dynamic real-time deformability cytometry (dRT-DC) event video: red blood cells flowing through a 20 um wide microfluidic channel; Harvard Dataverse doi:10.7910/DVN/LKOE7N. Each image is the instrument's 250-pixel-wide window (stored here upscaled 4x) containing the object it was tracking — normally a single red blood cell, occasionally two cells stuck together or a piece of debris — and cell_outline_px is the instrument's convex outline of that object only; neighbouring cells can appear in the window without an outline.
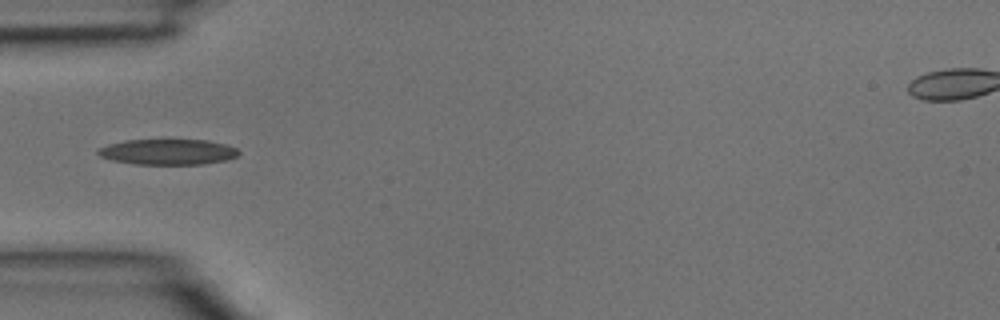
{"species": "common noctule bat (a hibernating species)", "species_latin": "Nyctalus noctula", "temperature_condition": "room temperature", "stored_images_in_passage": 2, "camera_frame_rate_fps": 3000, "um_per_image_px": 0.085, "animal": {"sex": "male", "body_mass_g": 15.6}, "frame": {"image": 1, "passage_image": 1, "time_ms": 0.0, "image_size_px": [1000, 320], "cell_outline_px": [[240, 152], [236, 156], [228, 160], [204, 164], [136, 164], [112, 160], [100, 156], [96, 152], [96, 148], [108, 144], [124, 140], [208, 140], [224, 144], [236, 148]], "centroid_in_image_um": [14.25, 12.91], "position_along_channel_um": 70.8, "area_um2": 21.04}}